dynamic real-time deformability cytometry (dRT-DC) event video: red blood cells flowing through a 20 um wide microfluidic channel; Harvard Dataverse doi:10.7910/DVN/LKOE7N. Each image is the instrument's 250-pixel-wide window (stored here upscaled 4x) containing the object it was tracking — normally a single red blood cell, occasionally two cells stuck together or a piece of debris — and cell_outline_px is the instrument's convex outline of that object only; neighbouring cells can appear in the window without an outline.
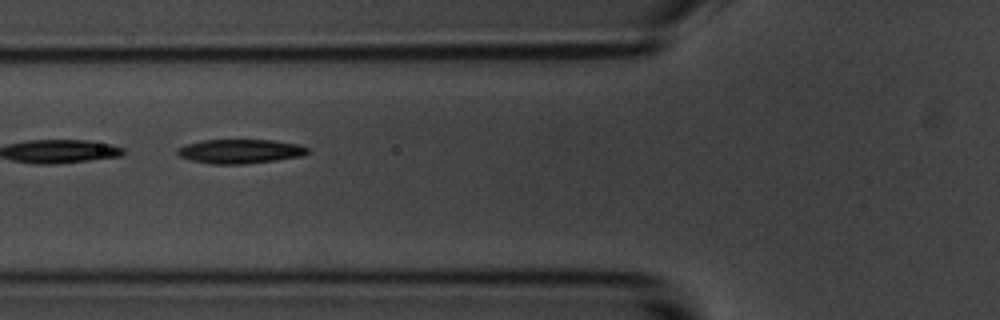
{"species": "common noctule bat (a hibernating species)", "species_latin": "Nyctalus noctula", "temperature_condition": "room temperature", "stored_images_in_passage": 7, "camera_frame_rate_fps": 3000, "um_per_image_px": 0.085, "animal": {"sex": "male", "body_mass_g": 20.1, "forearm_length_mm": 53.5}, "frame": {"image": 1, "passage_image": 6, "time_ms": 6.0, "image_size_px": [1000, 320], "cell_outline_px": [[308, 152], [304, 156], [276, 160], [244, 164], [212, 164], [192, 160], [180, 156], [176, 152], [180, 148], [188, 144], [204, 140], [272, 140], [300, 144], [308, 148]], "centroid_in_image_um": [20.48, 12.86], "position_along_channel_um": 105.3, "area_um2": 18.21}}